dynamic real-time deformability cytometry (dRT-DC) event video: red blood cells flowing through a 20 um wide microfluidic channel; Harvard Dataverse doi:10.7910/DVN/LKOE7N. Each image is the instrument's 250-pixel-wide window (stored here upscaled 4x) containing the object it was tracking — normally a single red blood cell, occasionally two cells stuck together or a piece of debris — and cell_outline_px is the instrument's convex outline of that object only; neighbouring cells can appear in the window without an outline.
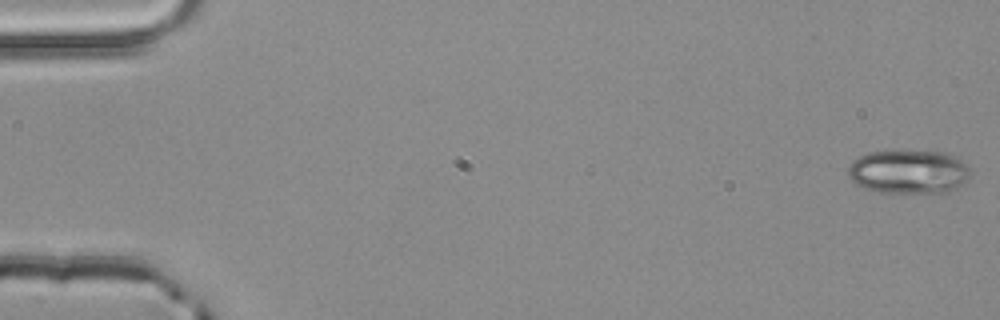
{"species": "common noctule bat (a hibernating species)", "species_latin": "Nyctalus noctula", "temperature_condition": "room temperature", "stored_images_in_passage": 4, "camera_frame_rate_fps": 3000, "um_per_image_px": 0.085, "animal": {"sex": "male", "body_mass_g": 20.4}, "frame": {"image": 1, "passage_image": 1, "time_ms": 0.0, "image_size_px": [1000, 320], "cell_outline_px": [[968, 176], [952, 192], [880, 192], [864, 188], [856, 184], [848, 176], [848, 168], [852, 160], [868, 152], [896, 148], [904, 148], [944, 152], [968, 164]], "centroid_in_image_um": [77.18, 14.54], "position_along_channel_um": 7.8, "area_um2": 31.85}}